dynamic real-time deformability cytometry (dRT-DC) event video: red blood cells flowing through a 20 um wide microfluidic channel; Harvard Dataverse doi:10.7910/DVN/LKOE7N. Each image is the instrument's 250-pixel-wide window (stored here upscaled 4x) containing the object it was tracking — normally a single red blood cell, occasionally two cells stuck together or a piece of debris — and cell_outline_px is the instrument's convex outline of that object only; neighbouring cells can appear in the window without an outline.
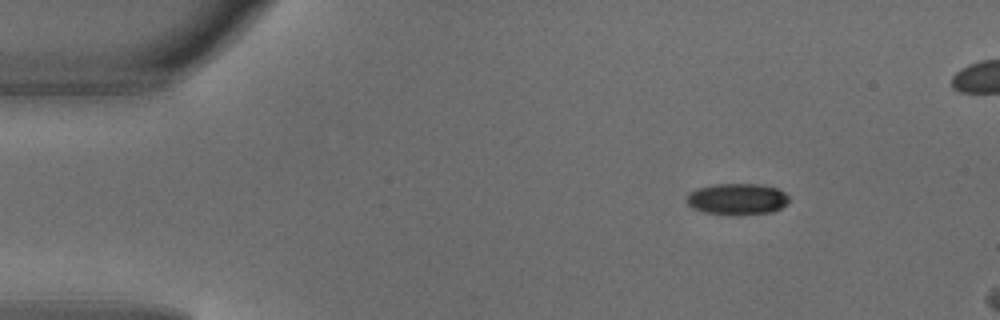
{"species": "common noctule bat (a hibernating species)", "species_latin": "Nyctalus noctula", "temperature_condition": "warm", "stored_images_in_passage": 2, "camera_frame_rate_fps": 3000, "um_per_image_px": 0.085, "animal": {"sex": "male", "body_mass_g": 18.8}, "frame": {"image": 1, "passage_image": 1, "time_ms": 0.0, "image_size_px": [1000, 320], "cell_outline_px": [[788, 204], [772, 212], [732, 216], [704, 212], [692, 208], [688, 204], [688, 192], [696, 188], [712, 184], [760, 184], [776, 188], [784, 192], [788, 196]], "centroid_in_image_um": [62.65, 16.93], "position_along_channel_um": 22.4, "area_um2": 18.96}}